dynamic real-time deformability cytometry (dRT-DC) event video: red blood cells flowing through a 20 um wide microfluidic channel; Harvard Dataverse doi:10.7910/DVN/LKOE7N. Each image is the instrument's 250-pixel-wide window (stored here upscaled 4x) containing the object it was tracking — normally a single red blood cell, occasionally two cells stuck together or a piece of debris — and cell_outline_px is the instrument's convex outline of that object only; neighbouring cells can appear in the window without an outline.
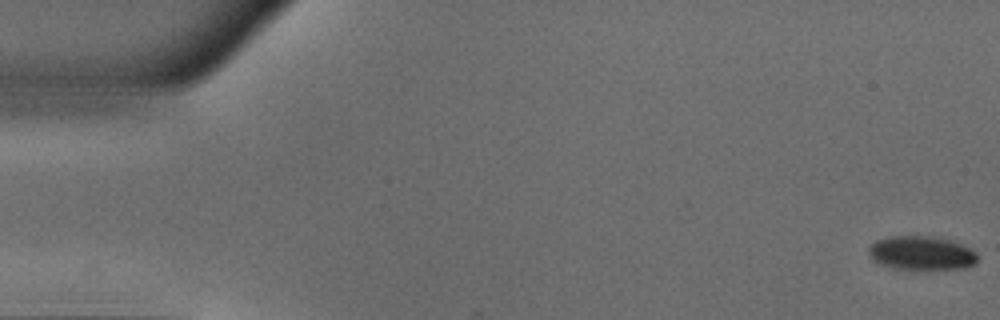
{"species": "common noctule bat (a hibernating species)", "species_latin": "Nyctalus noctula", "temperature_condition": "warm", "stored_images_in_passage": 51, "camera_frame_rate_fps": 3000, "um_per_image_px": 0.085, "animal": {"sex": "male", "body_mass_g": 18.8}, "frame": {"image": 1, "passage_image": 1, "time_ms": 0.0, "image_size_px": [1000, 320], "cell_outline_px": [[976, 264], [964, 268], [896, 268], [880, 264], [872, 260], [868, 252], [868, 248], [876, 240], [892, 236], [928, 236], [948, 240], [960, 244], [976, 252]], "centroid_in_image_um": [78.29, 21.5], "position_along_channel_um": 6.7, "area_um2": 20.98}}
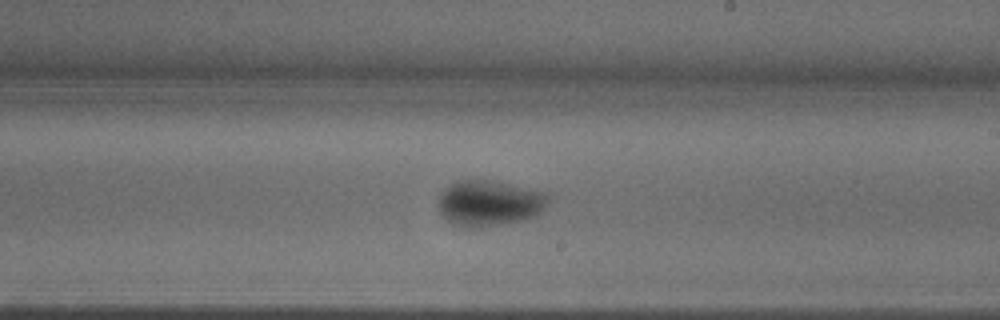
{"frame": {"image": 2, "passage_image": 30, "time_ms": 9.667, "image_size_px": [1000, 320], "cell_outline_px": [[548, 200], [540, 212], [536, 216], [504, 224], [468, 228], [464, 228], [452, 224], [440, 212], [440, 192], [444, 188], [460, 180], [492, 180], [548, 192]], "centroid_in_image_um": [41.6, 17.26], "position_along_channel_um": 247.4, "area_um2": 29.19}}
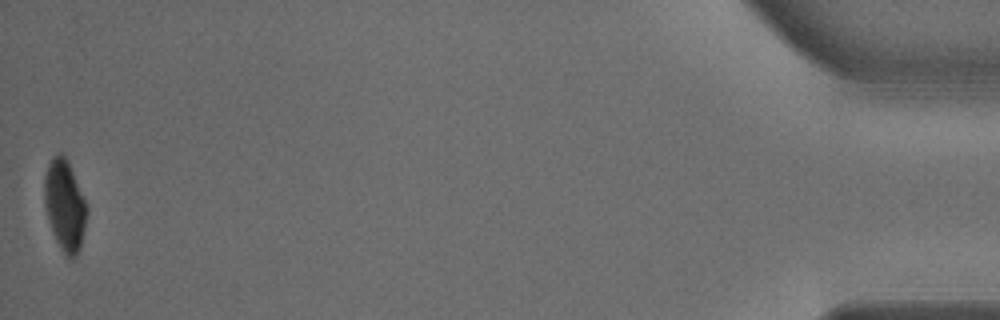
{"frame": {"image": 3, "passage_image": 51, "time_ms": 16.667, "image_size_px": [1000, 320], "cell_outline_px": [[88, 212], [80, 248], [76, 256], [72, 260], [68, 260], [64, 256], [52, 232], [48, 220], [44, 204], [44, 176], [48, 164], [52, 156], [60, 152], [64, 156], [88, 204]], "centroid_in_image_um": [5.5, 17.51], "position_along_channel_um": 429.7, "area_um2": 22.72}, "authors_computed_cell_mechanics": {"area_um2": 25.3164, "velocity_mm_per_s": 3.9644, "shape_relaxation_time_tau1_ms": 8.0228, "shape_relaxation_time_tau2_ms": null, "deformation_change_tau1": 0.2059, "deformation_change_tau2": null}}